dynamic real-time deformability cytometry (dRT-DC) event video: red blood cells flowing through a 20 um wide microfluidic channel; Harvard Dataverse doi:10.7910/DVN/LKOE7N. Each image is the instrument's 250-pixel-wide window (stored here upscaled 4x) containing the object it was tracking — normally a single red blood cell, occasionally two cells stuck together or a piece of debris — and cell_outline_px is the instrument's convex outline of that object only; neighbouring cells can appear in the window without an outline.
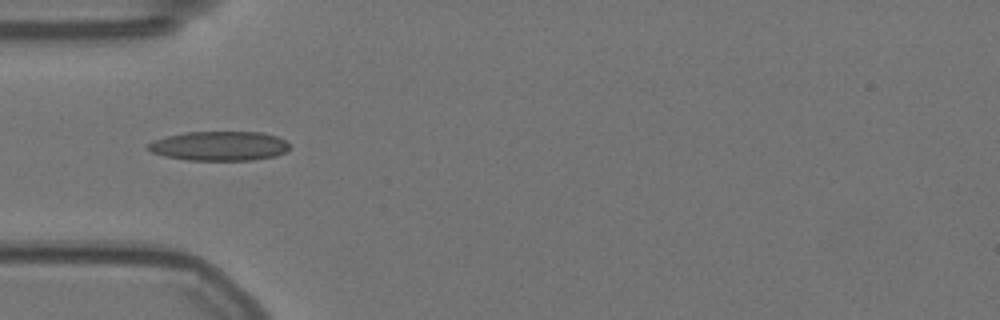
{"species": "Egyptian fruit bat (a non-hibernating species)", "species_latin": "Rousettus aegyptiacus", "temperature_condition": "warm", "stored_images_in_passage": 18, "camera_frame_rate_fps": 3000, "um_per_image_px": 0.085, "animal": {"sex": "female"}, "frame": {"image": 1, "passage_image": 3, "time_ms": 0.667, "image_size_px": [1000, 320], "cell_outline_px": [[288, 148], [284, 152], [276, 156], [252, 160], [188, 160], [164, 156], [152, 152], [144, 148], [152, 140], [184, 132], [264, 132], [276, 136], [284, 140], [288, 144]], "centroid_in_image_um": [18.6, 12.4], "position_along_channel_um": 66.4, "area_um2": 24.28}}
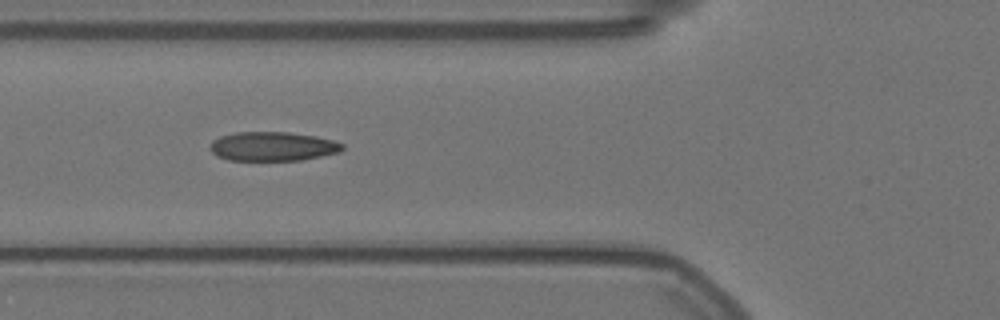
{"frame": {"image": 2, "passage_image": 6, "time_ms": 1.667, "image_size_px": [1000, 320], "cell_outline_px": [[344, 148], [340, 152], [304, 160], [228, 160], [216, 156], [208, 148], [212, 140], [220, 136], [236, 132], [288, 132], [316, 136], [332, 140], [344, 144]], "centroid_in_image_um": [23.17, 12.44], "position_along_channel_um": 102.6, "area_um2": 22.66}}